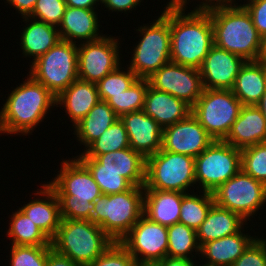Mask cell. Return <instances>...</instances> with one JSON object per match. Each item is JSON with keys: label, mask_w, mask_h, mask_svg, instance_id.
Segmentation results:
<instances>
[{"label": "cell", "mask_w": 266, "mask_h": 266, "mask_svg": "<svg viewBox=\"0 0 266 266\" xmlns=\"http://www.w3.org/2000/svg\"><path fill=\"white\" fill-rule=\"evenodd\" d=\"M185 10L169 6L170 62L199 69L214 45L213 26L207 10Z\"/></svg>", "instance_id": "1"}, {"label": "cell", "mask_w": 266, "mask_h": 266, "mask_svg": "<svg viewBox=\"0 0 266 266\" xmlns=\"http://www.w3.org/2000/svg\"><path fill=\"white\" fill-rule=\"evenodd\" d=\"M17 85L0 109V135H29L56 106L54 96L30 74Z\"/></svg>", "instance_id": "2"}, {"label": "cell", "mask_w": 266, "mask_h": 266, "mask_svg": "<svg viewBox=\"0 0 266 266\" xmlns=\"http://www.w3.org/2000/svg\"><path fill=\"white\" fill-rule=\"evenodd\" d=\"M213 26L214 45L245 61H259L263 38L246 8L240 5L218 6L207 10Z\"/></svg>", "instance_id": "3"}, {"label": "cell", "mask_w": 266, "mask_h": 266, "mask_svg": "<svg viewBox=\"0 0 266 266\" xmlns=\"http://www.w3.org/2000/svg\"><path fill=\"white\" fill-rule=\"evenodd\" d=\"M60 171L47 184L60 203L61 219L90 220L94 201L102 193L89 170L76 158L61 162Z\"/></svg>", "instance_id": "4"}, {"label": "cell", "mask_w": 266, "mask_h": 266, "mask_svg": "<svg viewBox=\"0 0 266 266\" xmlns=\"http://www.w3.org/2000/svg\"><path fill=\"white\" fill-rule=\"evenodd\" d=\"M114 241L90 220L61 219L52 248L80 266H87L102 255Z\"/></svg>", "instance_id": "5"}, {"label": "cell", "mask_w": 266, "mask_h": 266, "mask_svg": "<svg viewBox=\"0 0 266 266\" xmlns=\"http://www.w3.org/2000/svg\"><path fill=\"white\" fill-rule=\"evenodd\" d=\"M144 187L101 195L94 201L91 219L114 241L119 242L143 216Z\"/></svg>", "instance_id": "6"}, {"label": "cell", "mask_w": 266, "mask_h": 266, "mask_svg": "<svg viewBox=\"0 0 266 266\" xmlns=\"http://www.w3.org/2000/svg\"><path fill=\"white\" fill-rule=\"evenodd\" d=\"M150 25L136 29L141 39L137 41L127 65L139 78H148L161 66L170 62L171 34L169 28V6Z\"/></svg>", "instance_id": "7"}, {"label": "cell", "mask_w": 266, "mask_h": 266, "mask_svg": "<svg viewBox=\"0 0 266 266\" xmlns=\"http://www.w3.org/2000/svg\"><path fill=\"white\" fill-rule=\"evenodd\" d=\"M195 184V158L162 149L146 158L144 190L189 193Z\"/></svg>", "instance_id": "8"}, {"label": "cell", "mask_w": 266, "mask_h": 266, "mask_svg": "<svg viewBox=\"0 0 266 266\" xmlns=\"http://www.w3.org/2000/svg\"><path fill=\"white\" fill-rule=\"evenodd\" d=\"M29 67L28 73L57 97L78 79V44L60 40Z\"/></svg>", "instance_id": "9"}, {"label": "cell", "mask_w": 266, "mask_h": 266, "mask_svg": "<svg viewBox=\"0 0 266 266\" xmlns=\"http://www.w3.org/2000/svg\"><path fill=\"white\" fill-rule=\"evenodd\" d=\"M242 107L232 90L204 88L191 113L214 140H224Z\"/></svg>", "instance_id": "10"}, {"label": "cell", "mask_w": 266, "mask_h": 266, "mask_svg": "<svg viewBox=\"0 0 266 266\" xmlns=\"http://www.w3.org/2000/svg\"><path fill=\"white\" fill-rule=\"evenodd\" d=\"M240 170L241 150L223 140H214L195 158L197 188L213 193Z\"/></svg>", "instance_id": "11"}, {"label": "cell", "mask_w": 266, "mask_h": 266, "mask_svg": "<svg viewBox=\"0 0 266 266\" xmlns=\"http://www.w3.org/2000/svg\"><path fill=\"white\" fill-rule=\"evenodd\" d=\"M213 196L217 206L238 213L250 222L266 204V185L241 169L221 184Z\"/></svg>", "instance_id": "12"}, {"label": "cell", "mask_w": 266, "mask_h": 266, "mask_svg": "<svg viewBox=\"0 0 266 266\" xmlns=\"http://www.w3.org/2000/svg\"><path fill=\"white\" fill-rule=\"evenodd\" d=\"M110 36L78 45V79L97 84L121 65L119 38Z\"/></svg>", "instance_id": "13"}, {"label": "cell", "mask_w": 266, "mask_h": 266, "mask_svg": "<svg viewBox=\"0 0 266 266\" xmlns=\"http://www.w3.org/2000/svg\"><path fill=\"white\" fill-rule=\"evenodd\" d=\"M119 243L138 264H154L167 256V226L143 215Z\"/></svg>", "instance_id": "14"}, {"label": "cell", "mask_w": 266, "mask_h": 266, "mask_svg": "<svg viewBox=\"0 0 266 266\" xmlns=\"http://www.w3.org/2000/svg\"><path fill=\"white\" fill-rule=\"evenodd\" d=\"M149 85L185 101L191 107L203 93L199 69L169 62L147 78Z\"/></svg>", "instance_id": "15"}, {"label": "cell", "mask_w": 266, "mask_h": 266, "mask_svg": "<svg viewBox=\"0 0 266 266\" xmlns=\"http://www.w3.org/2000/svg\"><path fill=\"white\" fill-rule=\"evenodd\" d=\"M213 141L197 118L190 113L183 120L163 128L162 150L196 158Z\"/></svg>", "instance_id": "16"}, {"label": "cell", "mask_w": 266, "mask_h": 266, "mask_svg": "<svg viewBox=\"0 0 266 266\" xmlns=\"http://www.w3.org/2000/svg\"><path fill=\"white\" fill-rule=\"evenodd\" d=\"M245 60L213 45L199 68L205 89L232 90Z\"/></svg>", "instance_id": "17"}, {"label": "cell", "mask_w": 266, "mask_h": 266, "mask_svg": "<svg viewBox=\"0 0 266 266\" xmlns=\"http://www.w3.org/2000/svg\"><path fill=\"white\" fill-rule=\"evenodd\" d=\"M120 120L134 151L147 158L162 149L163 128L143 110L124 114Z\"/></svg>", "instance_id": "18"}, {"label": "cell", "mask_w": 266, "mask_h": 266, "mask_svg": "<svg viewBox=\"0 0 266 266\" xmlns=\"http://www.w3.org/2000/svg\"><path fill=\"white\" fill-rule=\"evenodd\" d=\"M98 16L95 9L67 6L57 28L61 40L83 43L102 38L104 35L99 32L100 20H98Z\"/></svg>", "instance_id": "19"}, {"label": "cell", "mask_w": 266, "mask_h": 266, "mask_svg": "<svg viewBox=\"0 0 266 266\" xmlns=\"http://www.w3.org/2000/svg\"><path fill=\"white\" fill-rule=\"evenodd\" d=\"M41 187L34 193V196L41 197L34 198L19 209L51 240L61 222L60 203L57 194L47 183H43Z\"/></svg>", "instance_id": "20"}, {"label": "cell", "mask_w": 266, "mask_h": 266, "mask_svg": "<svg viewBox=\"0 0 266 266\" xmlns=\"http://www.w3.org/2000/svg\"><path fill=\"white\" fill-rule=\"evenodd\" d=\"M223 141L240 150L266 142V120L257 105L241 108Z\"/></svg>", "instance_id": "21"}, {"label": "cell", "mask_w": 266, "mask_h": 266, "mask_svg": "<svg viewBox=\"0 0 266 266\" xmlns=\"http://www.w3.org/2000/svg\"><path fill=\"white\" fill-rule=\"evenodd\" d=\"M240 232L209 241L200 247V259L204 260L201 266H231L258 237ZM245 234H244V233ZM207 261V262H206Z\"/></svg>", "instance_id": "22"}, {"label": "cell", "mask_w": 266, "mask_h": 266, "mask_svg": "<svg viewBox=\"0 0 266 266\" xmlns=\"http://www.w3.org/2000/svg\"><path fill=\"white\" fill-rule=\"evenodd\" d=\"M143 111L162 128L186 118L192 107L175 96L158 91L150 85L147 88Z\"/></svg>", "instance_id": "23"}, {"label": "cell", "mask_w": 266, "mask_h": 266, "mask_svg": "<svg viewBox=\"0 0 266 266\" xmlns=\"http://www.w3.org/2000/svg\"><path fill=\"white\" fill-rule=\"evenodd\" d=\"M99 101L97 85L77 79L56 97V107L63 105L72 126H75Z\"/></svg>", "instance_id": "24"}, {"label": "cell", "mask_w": 266, "mask_h": 266, "mask_svg": "<svg viewBox=\"0 0 266 266\" xmlns=\"http://www.w3.org/2000/svg\"><path fill=\"white\" fill-rule=\"evenodd\" d=\"M100 170L120 173L133 186L144 187L146 181V158L131 147L98 155Z\"/></svg>", "instance_id": "25"}, {"label": "cell", "mask_w": 266, "mask_h": 266, "mask_svg": "<svg viewBox=\"0 0 266 266\" xmlns=\"http://www.w3.org/2000/svg\"><path fill=\"white\" fill-rule=\"evenodd\" d=\"M24 23L20 38V48L24 57H32L34 62L38 57L45 54L60 40L57 27L45 22L33 19L29 16L21 17ZM28 23V24H27Z\"/></svg>", "instance_id": "26"}, {"label": "cell", "mask_w": 266, "mask_h": 266, "mask_svg": "<svg viewBox=\"0 0 266 266\" xmlns=\"http://www.w3.org/2000/svg\"><path fill=\"white\" fill-rule=\"evenodd\" d=\"M184 194L175 191L144 190L143 215L152 222L167 227L178 223Z\"/></svg>", "instance_id": "27"}, {"label": "cell", "mask_w": 266, "mask_h": 266, "mask_svg": "<svg viewBox=\"0 0 266 266\" xmlns=\"http://www.w3.org/2000/svg\"><path fill=\"white\" fill-rule=\"evenodd\" d=\"M248 223L241 215L214 204L206 219L196 230L197 240L200 247L212 240L240 232Z\"/></svg>", "instance_id": "28"}, {"label": "cell", "mask_w": 266, "mask_h": 266, "mask_svg": "<svg viewBox=\"0 0 266 266\" xmlns=\"http://www.w3.org/2000/svg\"><path fill=\"white\" fill-rule=\"evenodd\" d=\"M266 90V63L246 61L236 76L233 94L243 106L257 105Z\"/></svg>", "instance_id": "29"}, {"label": "cell", "mask_w": 266, "mask_h": 266, "mask_svg": "<svg viewBox=\"0 0 266 266\" xmlns=\"http://www.w3.org/2000/svg\"><path fill=\"white\" fill-rule=\"evenodd\" d=\"M119 117L108 105L100 100L89 113L78 122L72 129L80 145H84V150L96 139H98L106 129H108Z\"/></svg>", "instance_id": "30"}, {"label": "cell", "mask_w": 266, "mask_h": 266, "mask_svg": "<svg viewBox=\"0 0 266 266\" xmlns=\"http://www.w3.org/2000/svg\"><path fill=\"white\" fill-rule=\"evenodd\" d=\"M7 236L11 245L51 246V240L20 209L12 213Z\"/></svg>", "instance_id": "31"}, {"label": "cell", "mask_w": 266, "mask_h": 266, "mask_svg": "<svg viewBox=\"0 0 266 266\" xmlns=\"http://www.w3.org/2000/svg\"><path fill=\"white\" fill-rule=\"evenodd\" d=\"M185 193L182 197L179 222L197 230L206 219L210 208L215 204L213 193L199 190V194ZM202 193V194H201Z\"/></svg>", "instance_id": "32"}, {"label": "cell", "mask_w": 266, "mask_h": 266, "mask_svg": "<svg viewBox=\"0 0 266 266\" xmlns=\"http://www.w3.org/2000/svg\"><path fill=\"white\" fill-rule=\"evenodd\" d=\"M130 147L127 131L123 122L117 119L102 135L93 141L76 158H96L108 152H114Z\"/></svg>", "instance_id": "33"}, {"label": "cell", "mask_w": 266, "mask_h": 266, "mask_svg": "<svg viewBox=\"0 0 266 266\" xmlns=\"http://www.w3.org/2000/svg\"><path fill=\"white\" fill-rule=\"evenodd\" d=\"M168 248L167 256L187 258L193 260L195 255H200V245L196 231L183 223H175L167 227ZM193 253V254H192Z\"/></svg>", "instance_id": "34"}, {"label": "cell", "mask_w": 266, "mask_h": 266, "mask_svg": "<svg viewBox=\"0 0 266 266\" xmlns=\"http://www.w3.org/2000/svg\"><path fill=\"white\" fill-rule=\"evenodd\" d=\"M148 86L147 78H138L127 90L113 95L107 103L119 118L124 114L143 110Z\"/></svg>", "instance_id": "35"}, {"label": "cell", "mask_w": 266, "mask_h": 266, "mask_svg": "<svg viewBox=\"0 0 266 266\" xmlns=\"http://www.w3.org/2000/svg\"><path fill=\"white\" fill-rule=\"evenodd\" d=\"M91 173L99 185L102 195L122 193L133 185L120 173L112 170H100V162L96 158H77Z\"/></svg>", "instance_id": "36"}, {"label": "cell", "mask_w": 266, "mask_h": 266, "mask_svg": "<svg viewBox=\"0 0 266 266\" xmlns=\"http://www.w3.org/2000/svg\"><path fill=\"white\" fill-rule=\"evenodd\" d=\"M138 78L131 69L128 67L124 69L120 65L116 70L108 73L96 84L100 100L107 102L113 95L121 94Z\"/></svg>", "instance_id": "37"}, {"label": "cell", "mask_w": 266, "mask_h": 266, "mask_svg": "<svg viewBox=\"0 0 266 266\" xmlns=\"http://www.w3.org/2000/svg\"><path fill=\"white\" fill-rule=\"evenodd\" d=\"M241 169L266 185V142L241 150Z\"/></svg>", "instance_id": "38"}, {"label": "cell", "mask_w": 266, "mask_h": 266, "mask_svg": "<svg viewBox=\"0 0 266 266\" xmlns=\"http://www.w3.org/2000/svg\"><path fill=\"white\" fill-rule=\"evenodd\" d=\"M52 246L12 245L10 266H46L47 255Z\"/></svg>", "instance_id": "39"}, {"label": "cell", "mask_w": 266, "mask_h": 266, "mask_svg": "<svg viewBox=\"0 0 266 266\" xmlns=\"http://www.w3.org/2000/svg\"><path fill=\"white\" fill-rule=\"evenodd\" d=\"M66 7L65 0H37L29 17L58 28Z\"/></svg>", "instance_id": "40"}, {"label": "cell", "mask_w": 266, "mask_h": 266, "mask_svg": "<svg viewBox=\"0 0 266 266\" xmlns=\"http://www.w3.org/2000/svg\"><path fill=\"white\" fill-rule=\"evenodd\" d=\"M138 263L119 243L114 242L102 255L87 266H136Z\"/></svg>", "instance_id": "41"}, {"label": "cell", "mask_w": 266, "mask_h": 266, "mask_svg": "<svg viewBox=\"0 0 266 266\" xmlns=\"http://www.w3.org/2000/svg\"><path fill=\"white\" fill-rule=\"evenodd\" d=\"M257 237L231 266H266V238Z\"/></svg>", "instance_id": "42"}, {"label": "cell", "mask_w": 266, "mask_h": 266, "mask_svg": "<svg viewBox=\"0 0 266 266\" xmlns=\"http://www.w3.org/2000/svg\"><path fill=\"white\" fill-rule=\"evenodd\" d=\"M250 14L259 35L266 36V0H246L242 4Z\"/></svg>", "instance_id": "43"}, {"label": "cell", "mask_w": 266, "mask_h": 266, "mask_svg": "<svg viewBox=\"0 0 266 266\" xmlns=\"http://www.w3.org/2000/svg\"><path fill=\"white\" fill-rule=\"evenodd\" d=\"M142 0H101V4L105 6V8L108 9V11L112 12H125L127 14V11H132L137 8V6L141 5Z\"/></svg>", "instance_id": "44"}, {"label": "cell", "mask_w": 266, "mask_h": 266, "mask_svg": "<svg viewBox=\"0 0 266 266\" xmlns=\"http://www.w3.org/2000/svg\"><path fill=\"white\" fill-rule=\"evenodd\" d=\"M46 266H80L76 262L72 261L67 256H64L53 248H51L47 255Z\"/></svg>", "instance_id": "45"}, {"label": "cell", "mask_w": 266, "mask_h": 266, "mask_svg": "<svg viewBox=\"0 0 266 266\" xmlns=\"http://www.w3.org/2000/svg\"><path fill=\"white\" fill-rule=\"evenodd\" d=\"M36 2L37 0H6V3L13 6L22 17L29 16L32 13Z\"/></svg>", "instance_id": "46"}, {"label": "cell", "mask_w": 266, "mask_h": 266, "mask_svg": "<svg viewBox=\"0 0 266 266\" xmlns=\"http://www.w3.org/2000/svg\"><path fill=\"white\" fill-rule=\"evenodd\" d=\"M196 260L166 256L161 261L154 263L155 266H199Z\"/></svg>", "instance_id": "47"}, {"label": "cell", "mask_w": 266, "mask_h": 266, "mask_svg": "<svg viewBox=\"0 0 266 266\" xmlns=\"http://www.w3.org/2000/svg\"><path fill=\"white\" fill-rule=\"evenodd\" d=\"M201 1L199 2L200 4H197V6L193 9L208 10L210 8L218 6L238 5V3H236V0H201Z\"/></svg>", "instance_id": "48"}, {"label": "cell", "mask_w": 266, "mask_h": 266, "mask_svg": "<svg viewBox=\"0 0 266 266\" xmlns=\"http://www.w3.org/2000/svg\"><path fill=\"white\" fill-rule=\"evenodd\" d=\"M65 2H66V6H69V7H78V8H84V9H98L96 7L97 5H100L101 0H65Z\"/></svg>", "instance_id": "49"}, {"label": "cell", "mask_w": 266, "mask_h": 266, "mask_svg": "<svg viewBox=\"0 0 266 266\" xmlns=\"http://www.w3.org/2000/svg\"><path fill=\"white\" fill-rule=\"evenodd\" d=\"M257 107L261 110V113L263 114V116L266 120V90L263 93L261 100L257 104Z\"/></svg>", "instance_id": "50"}, {"label": "cell", "mask_w": 266, "mask_h": 266, "mask_svg": "<svg viewBox=\"0 0 266 266\" xmlns=\"http://www.w3.org/2000/svg\"><path fill=\"white\" fill-rule=\"evenodd\" d=\"M190 0H170L167 2V6H186L189 4Z\"/></svg>", "instance_id": "51"}, {"label": "cell", "mask_w": 266, "mask_h": 266, "mask_svg": "<svg viewBox=\"0 0 266 266\" xmlns=\"http://www.w3.org/2000/svg\"><path fill=\"white\" fill-rule=\"evenodd\" d=\"M260 61L266 63V36L262 40V51H261Z\"/></svg>", "instance_id": "52"}, {"label": "cell", "mask_w": 266, "mask_h": 266, "mask_svg": "<svg viewBox=\"0 0 266 266\" xmlns=\"http://www.w3.org/2000/svg\"><path fill=\"white\" fill-rule=\"evenodd\" d=\"M136 266H155L154 264H137Z\"/></svg>", "instance_id": "53"}]
</instances>
